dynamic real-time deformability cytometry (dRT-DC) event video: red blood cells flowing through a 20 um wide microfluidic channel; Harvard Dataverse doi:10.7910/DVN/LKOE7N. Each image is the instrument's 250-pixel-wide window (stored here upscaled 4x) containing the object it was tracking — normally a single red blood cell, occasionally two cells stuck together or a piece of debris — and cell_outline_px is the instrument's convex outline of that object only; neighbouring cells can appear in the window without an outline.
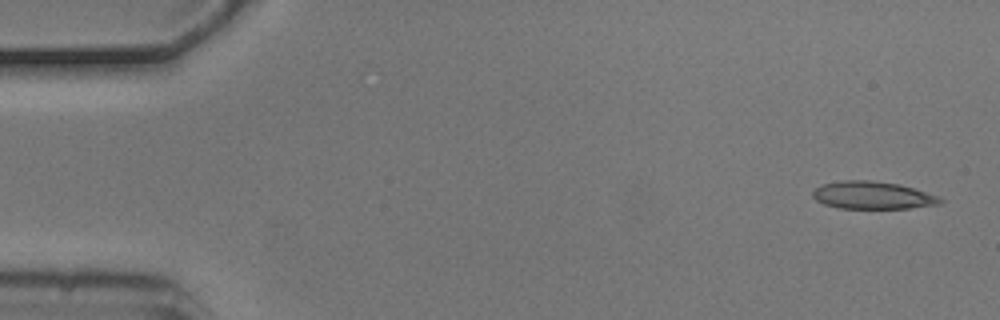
{"species": "common noctule bat (a hibernating species)", "species_latin": "Nyctalus noctula", "temperature_condition": "cold", "stored_images_in_passage": 5, "segment_of_instrument_passage": [1, 2], "camera_frame_rate_fps": 3000, "um_per_image_px": 0.085, "animal": {"sex": "male", "body_mass_g": 20.5, "forearm_length_mm": 52.5}, "frame": {"image": 1, "passage_image": 1, "time_ms": 0.0, "image_size_px": [1000, 320], "cell_outline_px": [[944, 200], [940, 204], [908, 208], [840, 208], [824, 204], [816, 200], [812, 196], [812, 192], [820, 184], [840, 180], [872, 180], [900, 184], [940, 196]], "centroid_in_image_um": [74.17, 16.59], "position_along_channel_um": 10.8, "area_um2": 20.63}}
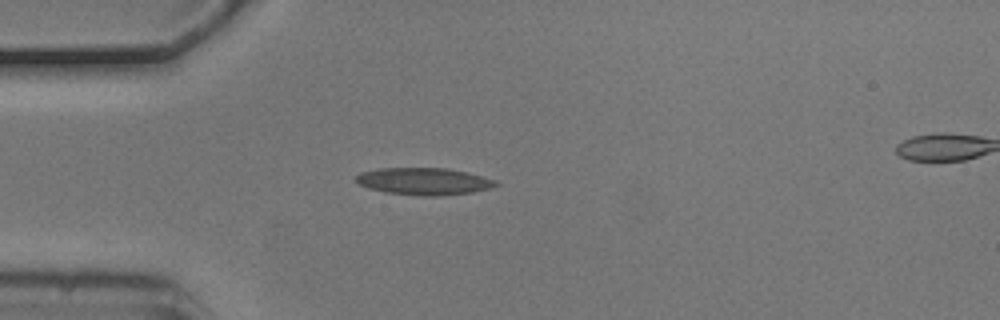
{"frame": {"image": 2, "passage_image": 4, "time_ms": 1.0, "image_size_px": [1000, 320], "cell_outline_px": [[500, 184], [492, 188], [472, 192], [440, 196], [420, 196], [388, 192], [368, 188], [360, 184], [356, 180], [356, 176], [360, 172], [380, 168], [448, 168], [468, 172], [496, 180]], "centroid_in_image_um": [36.08, 15.41], "position_along_channel_um": 48.9, "area_um2": 22.14}}